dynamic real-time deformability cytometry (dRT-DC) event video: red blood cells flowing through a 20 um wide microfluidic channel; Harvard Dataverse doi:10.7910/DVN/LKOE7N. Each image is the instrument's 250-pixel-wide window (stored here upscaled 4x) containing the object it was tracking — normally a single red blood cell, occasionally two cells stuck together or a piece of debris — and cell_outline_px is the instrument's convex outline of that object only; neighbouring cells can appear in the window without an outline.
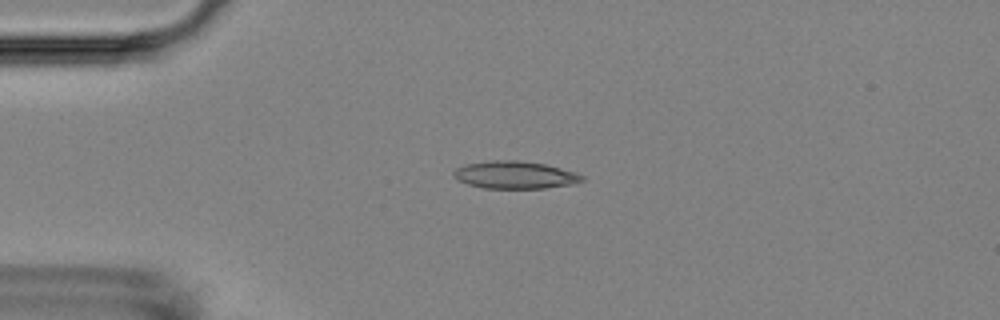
{"species": "Egyptian fruit bat (a non-hibernating species)", "species_latin": "Rousettus aegyptiacus", "temperature_condition": "room temperature", "stored_images_in_passage": 3, "camera_frame_rate_fps": 3000, "um_per_image_px": 0.085, "animal": {"sex": "female"}, "frame": {"image": 1, "passage_image": 2, "time_ms": 2.333, "image_size_px": [1000, 320], "cell_outline_px": [[584, 180], [572, 184], [544, 188], [484, 188], [468, 184], [452, 176], [452, 172], [456, 168], [464, 164], [488, 160], [516, 160], [544, 164], [576, 172], [584, 176]], "centroid_in_image_um": [43.74, 14.86], "position_along_channel_um": 41.3, "area_um2": 20.58}}